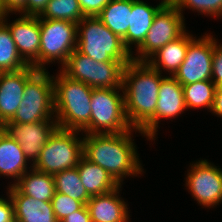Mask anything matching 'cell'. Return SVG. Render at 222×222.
<instances>
[{
	"label": "cell",
	"mask_w": 222,
	"mask_h": 222,
	"mask_svg": "<svg viewBox=\"0 0 222 222\" xmlns=\"http://www.w3.org/2000/svg\"><path fill=\"white\" fill-rule=\"evenodd\" d=\"M209 112L217 117H222V87L216 88L213 105Z\"/></svg>",
	"instance_id": "cell-37"
},
{
	"label": "cell",
	"mask_w": 222,
	"mask_h": 222,
	"mask_svg": "<svg viewBox=\"0 0 222 222\" xmlns=\"http://www.w3.org/2000/svg\"><path fill=\"white\" fill-rule=\"evenodd\" d=\"M184 15L173 3H165L154 16L143 43L132 56L134 61H147L160 48L182 36L187 30Z\"/></svg>",
	"instance_id": "cell-10"
},
{
	"label": "cell",
	"mask_w": 222,
	"mask_h": 222,
	"mask_svg": "<svg viewBox=\"0 0 222 222\" xmlns=\"http://www.w3.org/2000/svg\"><path fill=\"white\" fill-rule=\"evenodd\" d=\"M165 3H173V0H163Z\"/></svg>",
	"instance_id": "cell-39"
},
{
	"label": "cell",
	"mask_w": 222,
	"mask_h": 222,
	"mask_svg": "<svg viewBox=\"0 0 222 222\" xmlns=\"http://www.w3.org/2000/svg\"><path fill=\"white\" fill-rule=\"evenodd\" d=\"M39 17L78 23L85 16L78 0H50Z\"/></svg>",
	"instance_id": "cell-28"
},
{
	"label": "cell",
	"mask_w": 222,
	"mask_h": 222,
	"mask_svg": "<svg viewBox=\"0 0 222 222\" xmlns=\"http://www.w3.org/2000/svg\"><path fill=\"white\" fill-rule=\"evenodd\" d=\"M20 144L0 128V177H11L14 185L22 175L32 168Z\"/></svg>",
	"instance_id": "cell-20"
},
{
	"label": "cell",
	"mask_w": 222,
	"mask_h": 222,
	"mask_svg": "<svg viewBox=\"0 0 222 222\" xmlns=\"http://www.w3.org/2000/svg\"><path fill=\"white\" fill-rule=\"evenodd\" d=\"M138 129L123 133L82 134L83 156L105 169L120 185L124 178L138 176L144 169L137 153V147L132 139ZM132 136V137H131Z\"/></svg>",
	"instance_id": "cell-2"
},
{
	"label": "cell",
	"mask_w": 222,
	"mask_h": 222,
	"mask_svg": "<svg viewBox=\"0 0 222 222\" xmlns=\"http://www.w3.org/2000/svg\"><path fill=\"white\" fill-rule=\"evenodd\" d=\"M164 4L163 0L161 2L159 0V4L156 6H151L143 0H132L130 24L126 36L122 39L125 48L131 55L134 53L132 45L138 48L143 43L154 16Z\"/></svg>",
	"instance_id": "cell-19"
},
{
	"label": "cell",
	"mask_w": 222,
	"mask_h": 222,
	"mask_svg": "<svg viewBox=\"0 0 222 222\" xmlns=\"http://www.w3.org/2000/svg\"><path fill=\"white\" fill-rule=\"evenodd\" d=\"M13 22L5 18L4 23L8 26L12 39L22 59L33 68L39 70L40 50V24L39 16L21 15ZM9 22V23H8Z\"/></svg>",
	"instance_id": "cell-14"
},
{
	"label": "cell",
	"mask_w": 222,
	"mask_h": 222,
	"mask_svg": "<svg viewBox=\"0 0 222 222\" xmlns=\"http://www.w3.org/2000/svg\"><path fill=\"white\" fill-rule=\"evenodd\" d=\"M120 188L122 185L109 193L90 198L86 205L91 222H130L128 204L121 197Z\"/></svg>",
	"instance_id": "cell-18"
},
{
	"label": "cell",
	"mask_w": 222,
	"mask_h": 222,
	"mask_svg": "<svg viewBox=\"0 0 222 222\" xmlns=\"http://www.w3.org/2000/svg\"><path fill=\"white\" fill-rule=\"evenodd\" d=\"M50 0H26V15L39 16Z\"/></svg>",
	"instance_id": "cell-35"
},
{
	"label": "cell",
	"mask_w": 222,
	"mask_h": 222,
	"mask_svg": "<svg viewBox=\"0 0 222 222\" xmlns=\"http://www.w3.org/2000/svg\"><path fill=\"white\" fill-rule=\"evenodd\" d=\"M186 103L182 85L174 76L162 78L158 91V101L155 111V136L162 119H173L186 111Z\"/></svg>",
	"instance_id": "cell-16"
},
{
	"label": "cell",
	"mask_w": 222,
	"mask_h": 222,
	"mask_svg": "<svg viewBox=\"0 0 222 222\" xmlns=\"http://www.w3.org/2000/svg\"><path fill=\"white\" fill-rule=\"evenodd\" d=\"M164 76L147 61L131 60L123 70L122 89L129 125L155 140V111Z\"/></svg>",
	"instance_id": "cell-1"
},
{
	"label": "cell",
	"mask_w": 222,
	"mask_h": 222,
	"mask_svg": "<svg viewBox=\"0 0 222 222\" xmlns=\"http://www.w3.org/2000/svg\"><path fill=\"white\" fill-rule=\"evenodd\" d=\"M77 169L90 197L109 193L121 186L105 169L84 156L79 160Z\"/></svg>",
	"instance_id": "cell-22"
},
{
	"label": "cell",
	"mask_w": 222,
	"mask_h": 222,
	"mask_svg": "<svg viewBox=\"0 0 222 222\" xmlns=\"http://www.w3.org/2000/svg\"><path fill=\"white\" fill-rule=\"evenodd\" d=\"M51 203L58 222H61L68 215L79 210L84 205L81 201L72 199L66 194L58 192L54 193Z\"/></svg>",
	"instance_id": "cell-30"
},
{
	"label": "cell",
	"mask_w": 222,
	"mask_h": 222,
	"mask_svg": "<svg viewBox=\"0 0 222 222\" xmlns=\"http://www.w3.org/2000/svg\"><path fill=\"white\" fill-rule=\"evenodd\" d=\"M1 128L20 144L29 164L33 165L49 138L59 127L56 120H45L35 123L4 124Z\"/></svg>",
	"instance_id": "cell-13"
},
{
	"label": "cell",
	"mask_w": 222,
	"mask_h": 222,
	"mask_svg": "<svg viewBox=\"0 0 222 222\" xmlns=\"http://www.w3.org/2000/svg\"><path fill=\"white\" fill-rule=\"evenodd\" d=\"M56 120L54 82L48 70H37L27 81L22 102L14 117L5 124L35 123Z\"/></svg>",
	"instance_id": "cell-5"
},
{
	"label": "cell",
	"mask_w": 222,
	"mask_h": 222,
	"mask_svg": "<svg viewBox=\"0 0 222 222\" xmlns=\"http://www.w3.org/2000/svg\"><path fill=\"white\" fill-rule=\"evenodd\" d=\"M9 13L6 11V9L3 6L2 0H0V23H3L5 21V18L7 17Z\"/></svg>",
	"instance_id": "cell-38"
},
{
	"label": "cell",
	"mask_w": 222,
	"mask_h": 222,
	"mask_svg": "<svg viewBox=\"0 0 222 222\" xmlns=\"http://www.w3.org/2000/svg\"><path fill=\"white\" fill-rule=\"evenodd\" d=\"M132 0H112L97 15L114 34L123 39L130 24Z\"/></svg>",
	"instance_id": "cell-24"
},
{
	"label": "cell",
	"mask_w": 222,
	"mask_h": 222,
	"mask_svg": "<svg viewBox=\"0 0 222 222\" xmlns=\"http://www.w3.org/2000/svg\"><path fill=\"white\" fill-rule=\"evenodd\" d=\"M173 4L182 15L183 11L188 8L204 16L222 18V0H173Z\"/></svg>",
	"instance_id": "cell-29"
},
{
	"label": "cell",
	"mask_w": 222,
	"mask_h": 222,
	"mask_svg": "<svg viewBox=\"0 0 222 222\" xmlns=\"http://www.w3.org/2000/svg\"><path fill=\"white\" fill-rule=\"evenodd\" d=\"M84 16H97L112 0H78Z\"/></svg>",
	"instance_id": "cell-32"
},
{
	"label": "cell",
	"mask_w": 222,
	"mask_h": 222,
	"mask_svg": "<svg viewBox=\"0 0 222 222\" xmlns=\"http://www.w3.org/2000/svg\"><path fill=\"white\" fill-rule=\"evenodd\" d=\"M7 189L14 206L15 222H58L51 201L26 196L12 184Z\"/></svg>",
	"instance_id": "cell-17"
},
{
	"label": "cell",
	"mask_w": 222,
	"mask_h": 222,
	"mask_svg": "<svg viewBox=\"0 0 222 222\" xmlns=\"http://www.w3.org/2000/svg\"><path fill=\"white\" fill-rule=\"evenodd\" d=\"M189 167L185 186L194 200L203 208H214L221 204L222 169L206 159L193 162Z\"/></svg>",
	"instance_id": "cell-11"
},
{
	"label": "cell",
	"mask_w": 222,
	"mask_h": 222,
	"mask_svg": "<svg viewBox=\"0 0 222 222\" xmlns=\"http://www.w3.org/2000/svg\"><path fill=\"white\" fill-rule=\"evenodd\" d=\"M196 38L190 35L188 30L178 39L167 43L152 55L147 62L161 74L162 71L168 72L169 76H174L180 65L185 60L188 45Z\"/></svg>",
	"instance_id": "cell-21"
},
{
	"label": "cell",
	"mask_w": 222,
	"mask_h": 222,
	"mask_svg": "<svg viewBox=\"0 0 222 222\" xmlns=\"http://www.w3.org/2000/svg\"><path fill=\"white\" fill-rule=\"evenodd\" d=\"M214 37L211 80L217 87H222V44Z\"/></svg>",
	"instance_id": "cell-31"
},
{
	"label": "cell",
	"mask_w": 222,
	"mask_h": 222,
	"mask_svg": "<svg viewBox=\"0 0 222 222\" xmlns=\"http://www.w3.org/2000/svg\"><path fill=\"white\" fill-rule=\"evenodd\" d=\"M54 82L55 119L60 129L90 134L91 96L93 88L68 78L60 70Z\"/></svg>",
	"instance_id": "cell-3"
},
{
	"label": "cell",
	"mask_w": 222,
	"mask_h": 222,
	"mask_svg": "<svg viewBox=\"0 0 222 222\" xmlns=\"http://www.w3.org/2000/svg\"><path fill=\"white\" fill-rule=\"evenodd\" d=\"M7 196L0 197V222H15L13 202L9 194Z\"/></svg>",
	"instance_id": "cell-33"
},
{
	"label": "cell",
	"mask_w": 222,
	"mask_h": 222,
	"mask_svg": "<svg viewBox=\"0 0 222 222\" xmlns=\"http://www.w3.org/2000/svg\"><path fill=\"white\" fill-rule=\"evenodd\" d=\"M29 66L19 54L8 26L0 23V72H14Z\"/></svg>",
	"instance_id": "cell-25"
},
{
	"label": "cell",
	"mask_w": 222,
	"mask_h": 222,
	"mask_svg": "<svg viewBox=\"0 0 222 222\" xmlns=\"http://www.w3.org/2000/svg\"><path fill=\"white\" fill-rule=\"evenodd\" d=\"M187 111L190 108L211 110L217 86L212 80L182 85Z\"/></svg>",
	"instance_id": "cell-26"
},
{
	"label": "cell",
	"mask_w": 222,
	"mask_h": 222,
	"mask_svg": "<svg viewBox=\"0 0 222 222\" xmlns=\"http://www.w3.org/2000/svg\"><path fill=\"white\" fill-rule=\"evenodd\" d=\"M204 34L188 45L185 60L174 75L181 85L211 80L214 37Z\"/></svg>",
	"instance_id": "cell-12"
},
{
	"label": "cell",
	"mask_w": 222,
	"mask_h": 222,
	"mask_svg": "<svg viewBox=\"0 0 222 222\" xmlns=\"http://www.w3.org/2000/svg\"><path fill=\"white\" fill-rule=\"evenodd\" d=\"M53 178L55 192L66 194L72 199L81 201L84 205L90 200L91 197L81 182L77 167L57 172Z\"/></svg>",
	"instance_id": "cell-27"
},
{
	"label": "cell",
	"mask_w": 222,
	"mask_h": 222,
	"mask_svg": "<svg viewBox=\"0 0 222 222\" xmlns=\"http://www.w3.org/2000/svg\"><path fill=\"white\" fill-rule=\"evenodd\" d=\"M79 133L81 131L58 128L49 138L32 167L52 175L76 168L83 156V137Z\"/></svg>",
	"instance_id": "cell-6"
},
{
	"label": "cell",
	"mask_w": 222,
	"mask_h": 222,
	"mask_svg": "<svg viewBox=\"0 0 222 222\" xmlns=\"http://www.w3.org/2000/svg\"><path fill=\"white\" fill-rule=\"evenodd\" d=\"M36 71L29 65L14 72H0V128L14 117L22 102L26 81Z\"/></svg>",
	"instance_id": "cell-15"
},
{
	"label": "cell",
	"mask_w": 222,
	"mask_h": 222,
	"mask_svg": "<svg viewBox=\"0 0 222 222\" xmlns=\"http://www.w3.org/2000/svg\"><path fill=\"white\" fill-rule=\"evenodd\" d=\"M40 24L39 70L50 63L63 66L76 49L77 23L67 20L42 19Z\"/></svg>",
	"instance_id": "cell-9"
},
{
	"label": "cell",
	"mask_w": 222,
	"mask_h": 222,
	"mask_svg": "<svg viewBox=\"0 0 222 222\" xmlns=\"http://www.w3.org/2000/svg\"><path fill=\"white\" fill-rule=\"evenodd\" d=\"M128 63L98 62L75 49L60 71L92 88H122L123 70Z\"/></svg>",
	"instance_id": "cell-8"
},
{
	"label": "cell",
	"mask_w": 222,
	"mask_h": 222,
	"mask_svg": "<svg viewBox=\"0 0 222 222\" xmlns=\"http://www.w3.org/2000/svg\"><path fill=\"white\" fill-rule=\"evenodd\" d=\"M14 186L24 195L39 201H51L55 193L52 174H47L33 167L25 172Z\"/></svg>",
	"instance_id": "cell-23"
},
{
	"label": "cell",
	"mask_w": 222,
	"mask_h": 222,
	"mask_svg": "<svg viewBox=\"0 0 222 222\" xmlns=\"http://www.w3.org/2000/svg\"><path fill=\"white\" fill-rule=\"evenodd\" d=\"M90 106V134L123 133L132 129L125 114L122 88H93Z\"/></svg>",
	"instance_id": "cell-7"
},
{
	"label": "cell",
	"mask_w": 222,
	"mask_h": 222,
	"mask_svg": "<svg viewBox=\"0 0 222 222\" xmlns=\"http://www.w3.org/2000/svg\"><path fill=\"white\" fill-rule=\"evenodd\" d=\"M76 50L98 62H130L132 56L122 39L97 16H85L77 23Z\"/></svg>",
	"instance_id": "cell-4"
},
{
	"label": "cell",
	"mask_w": 222,
	"mask_h": 222,
	"mask_svg": "<svg viewBox=\"0 0 222 222\" xmlns=\"http://www.w3.org/2000/svg\"><path fill=\"white\" fill-rule=\"evenodd\" d=\"M2 3L9 14L26 15V0H2Z\"/></svg>",
	"instance_id": "cell-34"
},
{
	"label": "cell",
	"mask_w": 222,
	"mask_h": 222,
	"mask_svg": "<svg viewBox=\"0 0 222 222\" xmlns=\"http://www.w3.org/2000/svg\"><path fill=\"white\" fill-rule=\"evenodd\" d=\"M61 222H91L87 205H83L79 210L68 215Z\"/></svg>",
	"instance_id": "cell-36"
}]
</instances>
